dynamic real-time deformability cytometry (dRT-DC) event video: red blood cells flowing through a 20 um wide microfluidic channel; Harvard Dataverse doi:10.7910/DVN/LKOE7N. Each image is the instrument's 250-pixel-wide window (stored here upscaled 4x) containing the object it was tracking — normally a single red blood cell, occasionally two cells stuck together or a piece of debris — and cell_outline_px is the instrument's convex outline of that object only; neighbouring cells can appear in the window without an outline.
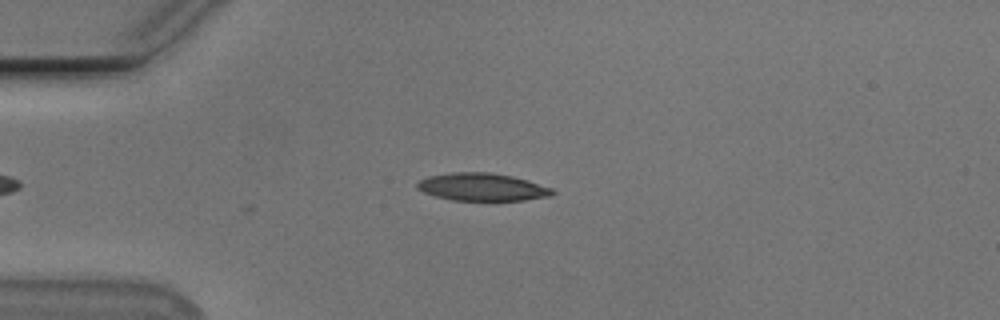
{"species": "Egyptian fruit bat (a non-hibernating species)", "species_latin": "Rousettus aegyptiacus", "temperature_condition": "cold", "stored_images_in_passage": 27, "camera_frame_rate_fps": 3000, "um_per_image_px": 0.085, "animal": {"sex": "male"}, "frame": {"image": 1, "passage_image": 1, "time_ms": 0.0, "image_size_px": [1000, 320], "cell_outline_px": [[556, 192], [552, 196], [524, 200], [452, 200], [436, 196], [424, 192], [416, 188], [416, 184], [420, 180], [428, 176], [448, 172], [492, 172], [512, 176], [528, 180], [552, 188]], "centroid_in_image_um": [41.0, 15.88], "position_along_channel_um": 44.0, "area_um2": 21.91}}
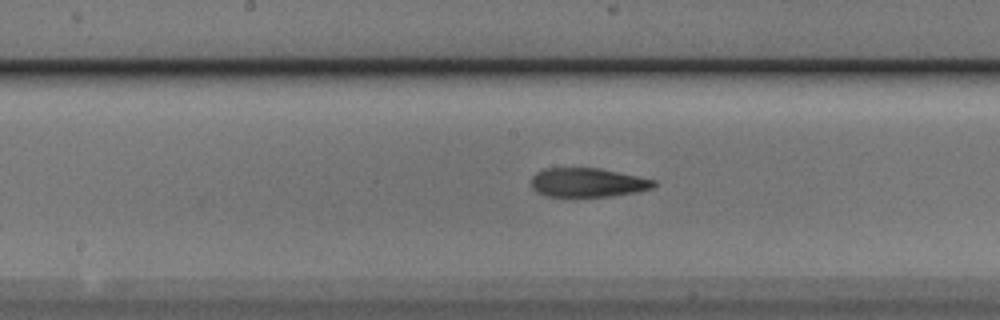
{"frame": {"image": 2, "passage_image": 15, "time_ms": 4.667, "image_size_px": [1000, 320], "cell_outline_px": [[656, 184], [652, 188], [636, 192], [612, 196], [544, 196], [536, 192], [532, 188], [532, 176], [536, 172], [544, 168], [600, 168], [656, 180]], "centroid_in_image_um": [49.93, 15.51], "position_along_channel_um": 198.3, "area_um2": 20.75}}
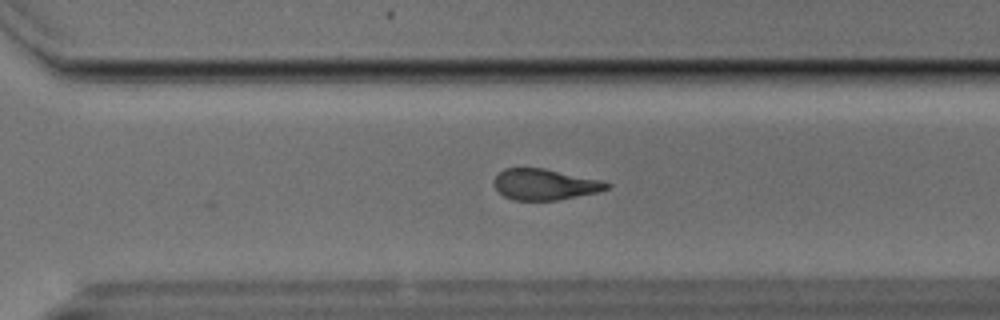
{"frame": {"image": 3, "passage_image": 25, "time_ms": 8.0, "image_size_px": [1000, 320], "cell_outline_px": [[612, 184], [608, 188], [596, 192], [556, 200], [512, 200], [504, 196], [492, 184], [492, 180], [504, 168], [544, 168], [596, 180]], "centroid_in_image_um": [46.22, 15.68], "position_along_channel_um": 324.4, "area_um2": 19.94}}